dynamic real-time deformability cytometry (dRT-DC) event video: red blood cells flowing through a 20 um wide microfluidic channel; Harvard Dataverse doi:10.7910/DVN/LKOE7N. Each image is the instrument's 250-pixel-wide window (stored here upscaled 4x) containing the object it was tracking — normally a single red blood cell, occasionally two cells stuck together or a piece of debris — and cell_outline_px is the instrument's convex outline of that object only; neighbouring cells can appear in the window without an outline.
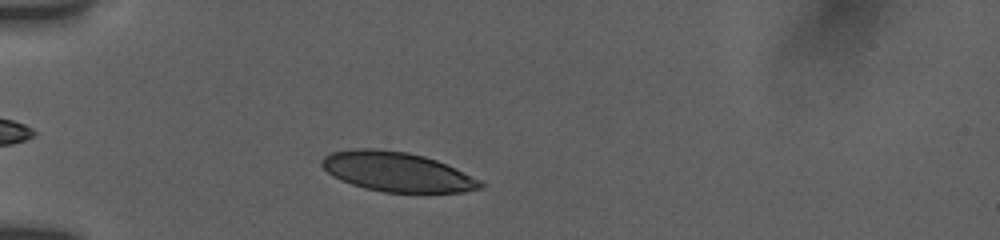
{"species": "human", "species_latin": "Homo sapiens", "temperature_condition": "room temperature", "stored_images_in_passage": 24, "camera_frame_rate_fps": 3000, "um_per_image_px": 0.085, "donor": {"sex": "female"}, "frame": {"image": 1, "passage_image": 2, "time_ms": 0.667, "image_size_px": [1000, 240], "cell_outline_px": [[488, 184], [484, 188], [464, 192], [384, 192], [364, 188], [340, 180], [332, 176], [320, 164], [320, 160], [324, 156], [332, 152], [352, 148], [372, 148], [408, 152], [424, 156], [448, 164]], "centroid_in_image_um": [33.76, 14.6], "position_along_channel_um": 51.2, "area_um2": 36.82}}
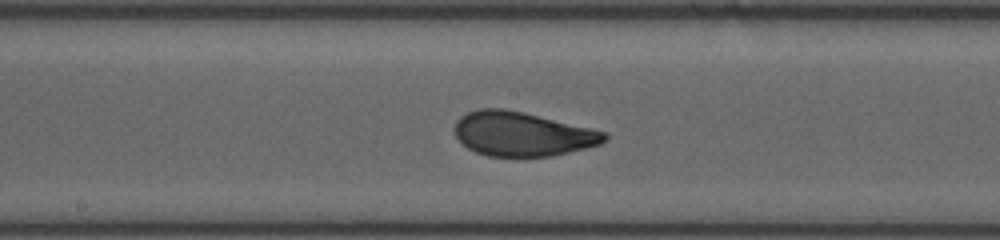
{"frame": {"image": 2, "passage_image": 12, "time_ms": 5.333, "image_size_px": [1000, 240], "cell_outline_px": [[608, 140], [600, 144], [552, 156], [488, 156], [476, 152], [460, 144], [452, 128], [456, 120], [460, 116], [468, 112], [480, 108], [504, 108], [524, 112], [592, 128], [608, 132]], "centroid_in_image_um": [44.36, 11.38], "position_along_channel_um": 203.8, "area_um2": 38.96}}
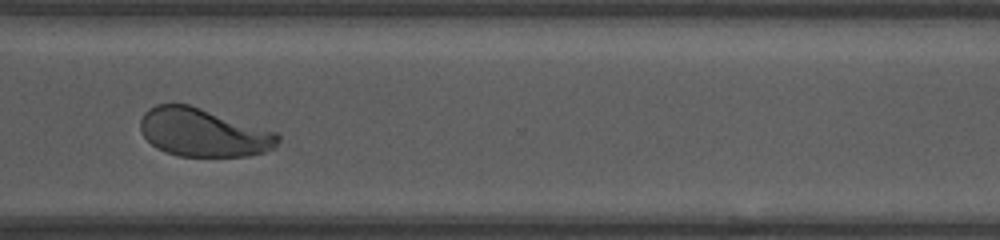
{"frame": {"image": 3, "passage_image": 20, "time_ms": 9.333, "image_size_px": [1000, 240], "cell_outline_px": [[280, 140], [276, 148], [264, 152], [248, 156], [180, 156], [156, 148], [140, 132], [140, 120], [144, 112], [148, 108], [156, 104], [188, 104], [276, 132], [280, 136]], "centroid_in_image_um": [17.27, 11.27], "position_along_channel_um": 353.3, "area_um2": 38.55}, "authors_computed_cell_mechanics": {"area_um2": 38.6104, "velocity_mm_per_s": 3.7552, "shape_relaxation_time_tau1_ms": 3.2293, "shape_relaxation_time_tau2_ms": null, "deformation_change_tau1": 0.1214, "deformation_change_tau2": null}}